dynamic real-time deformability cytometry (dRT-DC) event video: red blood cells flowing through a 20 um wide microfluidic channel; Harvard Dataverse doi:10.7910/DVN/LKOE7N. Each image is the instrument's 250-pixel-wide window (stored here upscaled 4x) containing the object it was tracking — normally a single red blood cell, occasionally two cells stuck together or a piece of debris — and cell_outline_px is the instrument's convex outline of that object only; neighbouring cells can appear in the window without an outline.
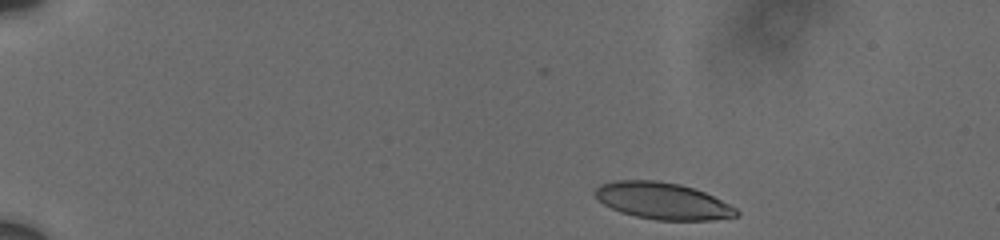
{"species": "human", "species_latin": "Homo sapiens", "temperature_condition": "cold", "stored_images_in_passage": 6, "camera_frame_rate_fps": 3000, "um_per_image_px": 0.085, "donor": {"sex": "male"}, "frame": {"image": 1, "passage_image": 1, "time_ms": 0.0, "image_size_px": [1000, 240], "cell_outline_px": [[740, 212], [736, 216], [712, 220], [656, 220], [636, 216], [620, 212], [604, 204], [592, 192], [600, 184], [616, 180], [656, 180], [680, 184], [704, 192], [736, 208]], "centroid_in_image_um": [56.3, 17.07], "position_along_channel_um": 28.7, "area_um2": 30.06}}
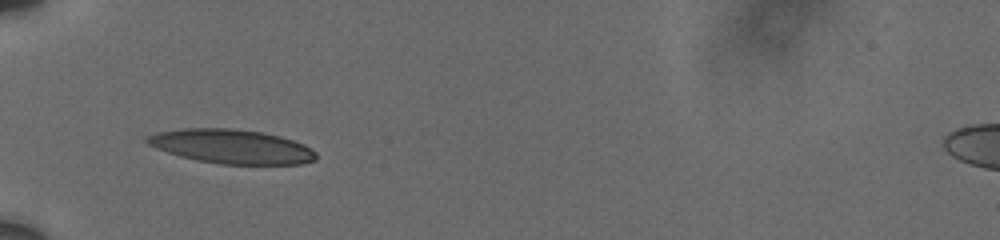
{"frame": {"image": 2, "passage_image": 5, "time_ms": 3.667, "image_size_px": [1000, 240], "cell_outline_px": [[316, 160], [300, 164], [220, 164], [196, 160], [180, 156], [156, 148], [148, 144], [144, 140], [148, 136], [156, 132], [184, 128], [232, 128], [264, 132], [280, 136], [304, 144], [312, 148], [316, 152]], "centroid_in_image_um": [19.69, 12.44], "position_along_channel_um": 65.3, "area_um2": 33.76}}